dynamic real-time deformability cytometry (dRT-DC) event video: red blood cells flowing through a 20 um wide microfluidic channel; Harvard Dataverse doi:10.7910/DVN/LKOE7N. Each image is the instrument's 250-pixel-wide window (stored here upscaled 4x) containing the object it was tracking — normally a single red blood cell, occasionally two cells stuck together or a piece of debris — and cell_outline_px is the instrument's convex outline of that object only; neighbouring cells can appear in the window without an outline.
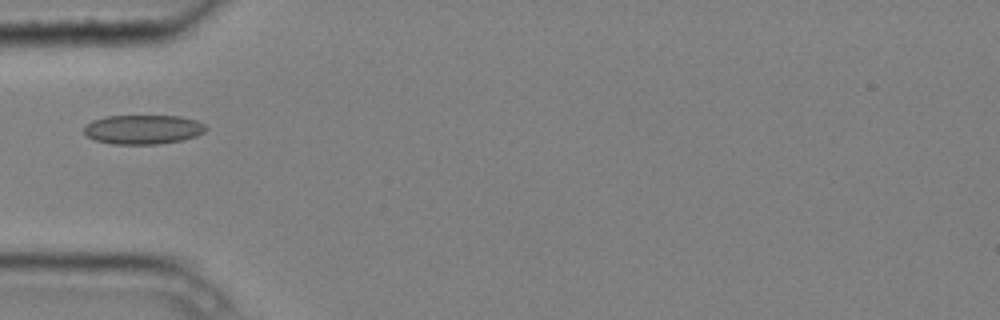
{"species": "common noctule bat (a hibernating species)", "species_latin": "Nyctalus noctula", "temperature_condition": "cold", "stored_images_in_passage": 6, "camera_frame_rate_fps": 3000, "um_per_image_px": 0.085, "animal": {"sex": "male", "body_mass_g": 20.4}, "frame": {"image": 1, "passage_image": 5, "time_ms": 1.333, "image_size_px": [1000, 320], "cell_outline_px": [[208, 128], [204, 132], [196, 136], [180, 140], [160, 144], [112, 144], [96, 140], [88, 136], [84, 132], [84, 128], [92, 120], [108, 116], [180, 116], [196, 120], [204, 124]], "centroid_in_image_um": [12.18, 11.0], "position_along_channel_um": 72.8, "area_um2": 20.69}}
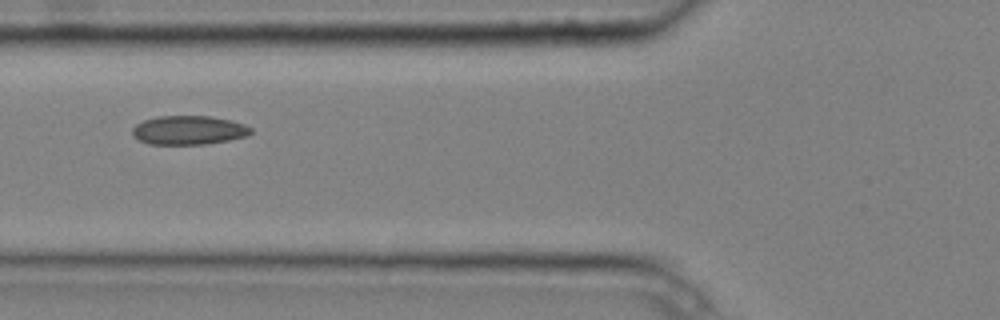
{"frame": {"image": 2, "passage_image": 6, "time_ms": 1.667, "image_size_px": [1000, 320], "cell_outline_px": [[252, 132], [244, 136], [228, 140], [208, 144], [148, 144], [132, 136], [132, 128], [136, 124], [144, 120], [156, 116], [212, 116], [244, 124], [252, 128]], "centroid_in_image_um": [16.0, 11.06], "position_along_channel_um": 109.8, "area_um2": 19.94}}